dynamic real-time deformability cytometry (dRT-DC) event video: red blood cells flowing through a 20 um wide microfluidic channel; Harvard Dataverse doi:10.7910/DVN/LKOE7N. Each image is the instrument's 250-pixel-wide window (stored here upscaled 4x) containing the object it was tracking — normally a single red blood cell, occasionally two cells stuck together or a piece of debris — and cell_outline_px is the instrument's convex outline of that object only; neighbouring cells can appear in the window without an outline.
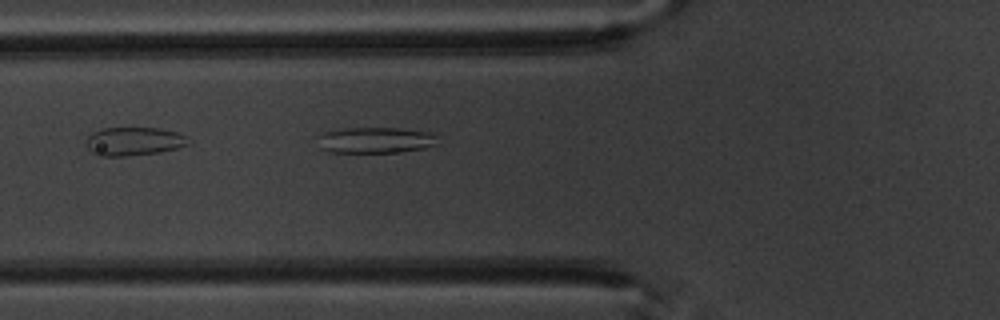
{"species": "common noctule bat (a hibernating species)", "species_latin": "Nyctalus noctula", "temperature_condition": "warm", "stored_images_in_passage": 6, "camera_frame_rate_fps": 3000, "um_per_image_px": 0.085, "animal": {"sex": "male", "body_mass_g": 20.1, "forearm_length_mm": 53.5}, "frame": {"image": 1, "passage_image": 6, "time_ms": 6.0, "image_size_px": [1000, 320], "cell_outline_px": [[440, 144], [424, 148], [404, 152], [328, 152], [320, 148], [316, 136], [324, 132], [344, 128], [396, 128], [428, 132], [436, 136]], "centroid_in_image_um": [31.9, 11.92], "position_along_channel_um": 93.9, "area_um2": 18.32}}